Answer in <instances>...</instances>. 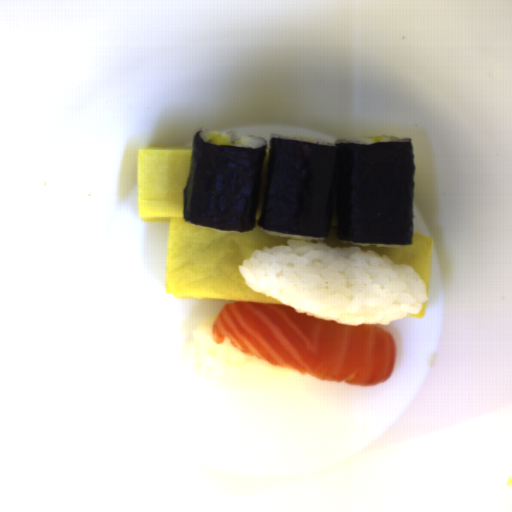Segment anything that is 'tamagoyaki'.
Segmentation results:
<instances>
[{"mask_svg": "<svg viewBox=\"0 0 512 512\" xmlns=\"http://www.w3.org/2000/svg\"><path fill=\"white\" fill-rule=\"evenodd\" d=\"M322 243L336 249L358 247L361 250L374 251L379 256H388L396 264H406L414 268L423 280L426 296L428 298L433 237L412 232V244H407L405 247L359 246L344 243L343 240L337 239V209H334L328 235L324 238Z\"/></svg>", "mask_w": 512, "mask_h": 512, "instance_id": "tamagoyaki-2", "label": "tamagoyaki"}, {"mask_svg": "<svg viewBox=\"0 0 512 512\" xmlns=\"http://www.w3.org/2000/svg\"><path fill=\"white\" fill-rule=\"evenodd\" d=\"M269 152L267 147L255 227L233 233L200 228L184 218V192L192 169L193 145H149L138 150L139 216L145 222L169 224L167 294L177 298L283 304L253 290L239 270L255 251L281 247L293 240L269 235L258 223Z\"/></svg>", "mask_w": 512, "mask_h": 512, "instance_id": "tamagoyaki-1", "label": "tamagoyaki"}, {"mask_svg": "<svg viewBox=\"0 0 512 512\" xmlns=\"http://www.w3.org/2000/svg\"><path fill=\"white\" fill-rule=\"evenodd\" d=\"M427 304H428V300L423 304L421 310L417 314H412V315H408V316L424 319Z\"/></svg>", "mask_w": 512, "mask_h": 512, "instance_id": "tamagoyaki-3", "label": "tamagoyaki"}]
</instances>
